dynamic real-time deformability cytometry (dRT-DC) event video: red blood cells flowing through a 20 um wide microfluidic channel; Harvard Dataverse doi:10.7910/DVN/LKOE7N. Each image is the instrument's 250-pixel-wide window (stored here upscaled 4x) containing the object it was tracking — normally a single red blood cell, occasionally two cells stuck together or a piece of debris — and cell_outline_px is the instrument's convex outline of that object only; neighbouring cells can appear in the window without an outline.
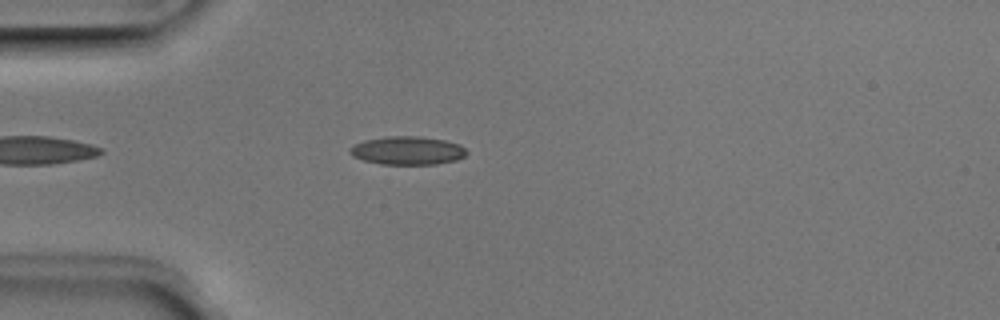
{"species": "Egyptian fruit bat (a non-hibernating species)", "species_latin": "Rousettus aegyptiacus", "temperature_condition": "room temperature", "stored_images_in_passage": 40, "camera_frame_rate_fps": 3000, "um_per_image_px": 0.085, "animal": {"sex": "male"}, "frame": {"image": 1, "passage_image": 7, "time_ms": 2.0, "image_size_px": [1000, 320], "cell_outline_px": [[468, 152], [464, 156], [456, 160], [436, 164], [380, 164], [364, 160], [352, 156], [348, 152], [348, 148], [364, 140], [388, 136], [420, 136], [444, 140], [460, 144]], "centroid_in_image_um": [34.62, 12.79], "position_along_channel_um": 50.4, "area_um2": 19.31}}
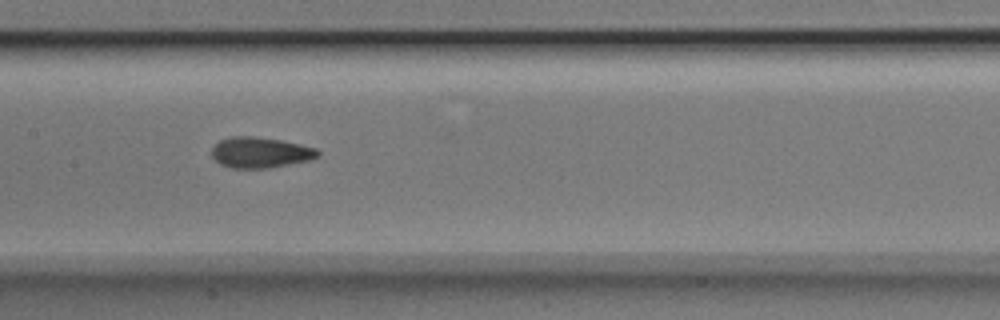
{"frame": {"image": 2, "passage_image": 18, "time_ms": 5.667, "image_size_px": [1000, 320], "cell_outline_px": [[320, 156], [308, 160], [268, 168], [232, 168], [220, 164], [212, 156], [212, 148], [220, 140], [232, 136], [252, 136], [280, 140], [300, 144], [316, 148], [320, 152]], "centroid_in_image_um": [22.12, 12.96], "position_along_channel_um": 185.3, "area_um2": 18.84}}
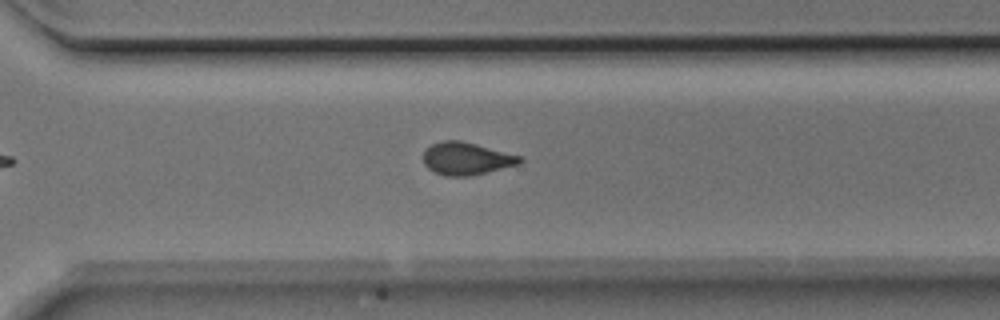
{"frame": {"image": 3, "passage_image": 29, "time_ms": 9.333, "image_size_px": [1000, 320], "cell_outline_px": [[524, 160], [520, 164], [472, 176], [444, 176], [428, 168], [424, 164], [424, 152], [432, 144], [440, 140], [460, 140], [476, 144], [520, 156]], "centroid_in_image_um": [39.65, 13.48], "position_along_channel_um": 331.0, "area_um2": 18.26}, "authors_computed_cell_mechanics": {"area_um2": 18.6694, "velocity_mm_per_s": 3.9937, "shape_relaxation_time_tau1_ms": 4.226, "shape_relaxation_time_tau2_ms": 1.337, "deformation_change_tau1": 0.1163, "deformation_change_tau2": 0.08}}